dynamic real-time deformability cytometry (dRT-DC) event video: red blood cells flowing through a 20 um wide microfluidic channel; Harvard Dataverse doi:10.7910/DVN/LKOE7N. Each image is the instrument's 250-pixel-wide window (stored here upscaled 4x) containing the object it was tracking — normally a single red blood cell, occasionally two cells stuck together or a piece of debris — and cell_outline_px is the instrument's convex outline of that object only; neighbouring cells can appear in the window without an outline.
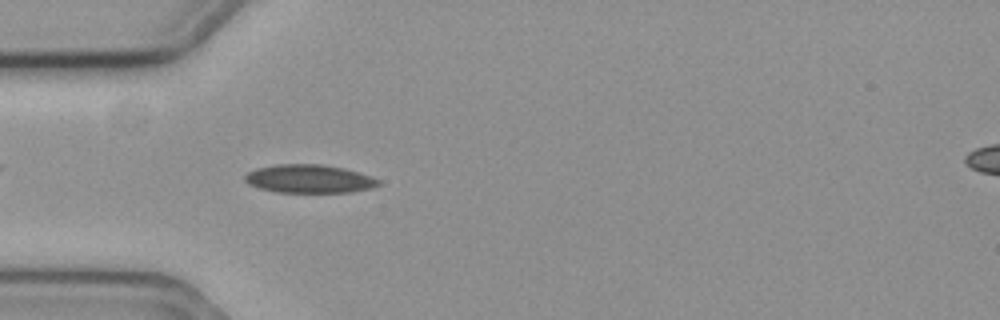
{"species": "common noctule bat (a hibernating species)", "species_latin": "Nyctalus noctula", "temperature_condition": "cold", "stored_images_in_passage": 52, "camera_frame_rate_fps": 3000, "um_per_image_px": 0.085, "animal": {"sex": "female", "body_mass_g": 19.3, "forearm_length_mm": 54.1}, "frame": {"image": 1, "passage_image": 16, "time_ms": 5.0, "image_size_px": [1000, 320], "cell_outline_px": [[380, 184], [368, 188], [348, 192], [276, 192], [260, 188], [248, 184], [244, 180], [244, 176], [248, 172], [256, 168], [276, 164], [320, 164], [344, 168], [380, 180]], "centroid_in_image_um": [26.21, 15.19], "position_along_channel_um": 58.8, "area_um2": 21.79}}
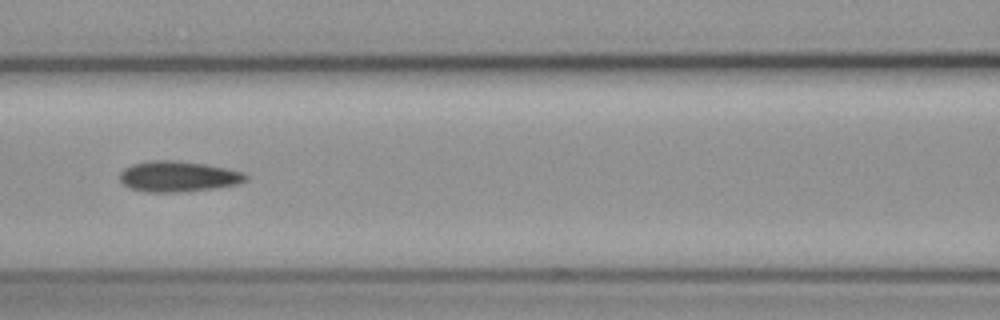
{"frame": {"image": 2, "passage_image": 24, "time_ms": 7.667, "image_size_px": [1000, 320], "cell_outline_px": [[248, 180], [240, 184], [216, 188], [180, 192], [148, 192], [132, 188], [124, 184], [120, 180], [120, 172], [124, 168], [132, 164], [152, 160], [176, 160], [208, 164], [228, 168], [244, 172], [248, 176]], "centroid_in_image_um": [15.21, 14.99], "position_along_channel_um": 151.4, "area_um2": 22.77}}
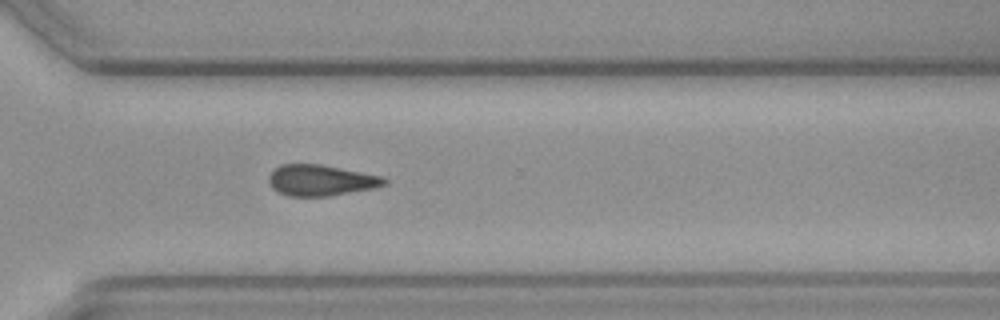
{"frame": {"image": 3, "passage_image": 40, "time_ms": 13.0, "image_size_px": [1000, 320], "cell_outline_px": [[388, 184], [372, 188], [328, 196], [288, 196], [272, 188], [268, 180], [268, 176], [280, 164], [320, 164], [380, 176], [388, 180]], "centroid_in_image_um": [27.24, 15.32], "position_along_channel_um": 343.4, "area_um2": 20.58}}